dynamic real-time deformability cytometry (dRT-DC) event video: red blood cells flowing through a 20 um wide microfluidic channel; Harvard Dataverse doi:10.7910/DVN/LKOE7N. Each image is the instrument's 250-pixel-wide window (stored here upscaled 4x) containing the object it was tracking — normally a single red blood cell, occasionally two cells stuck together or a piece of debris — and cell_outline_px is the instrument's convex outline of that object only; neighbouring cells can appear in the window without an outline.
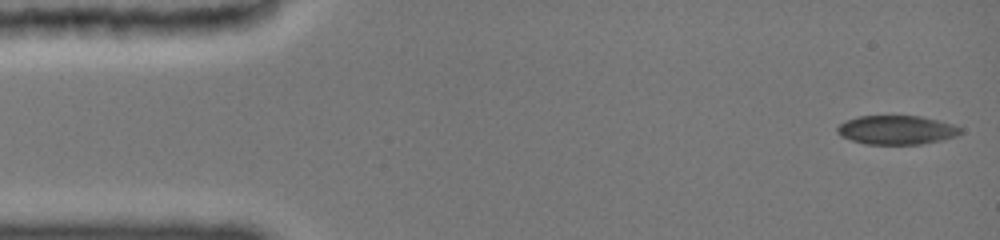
{"species": "common noctule bat (a hibernating species)", "species_latin": "Nyctalus noctula", "temperature_condition": "cold", "stored_images_in_passage": 32, "camera_frame_rate_fps": 3000, "um_per_image_px": 0.085, "animal": {"sex": "female", "body_mass_g": 19.0, "forearm_length_mm": 51.5}, "frame": {"image": 1, "passage_image": 1, "time_ms": 0.0, "image_size_px": [1000, 240], "cell_outline_px": [[960, 132], [956, 136], [940, 140], [920, 144], [868, 144], [852, 140], [844, 136], [836, 128], [840, 124], [848, 120], [860, 116], [920, 116], [952, 124], [960, 128]], "centroid_in_image_um": [76.23, 11.04], "position_along_channel_um": 8.8, "area_um2": 20.23}}
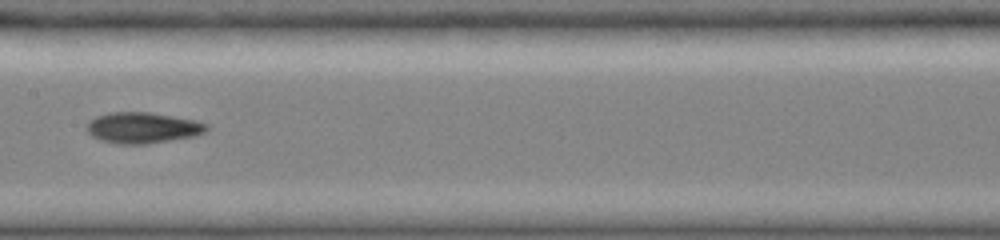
{"frame": {"image": 2, "passage_image": 14, "time_ms": 7.667, "image_size_px": [1000, 240], "cell_outline_px": [[208, 128], [204, 132], [192, 136], [148, 144], [120, 144], [104, 140], [92, 136], [88, 132], [88, 124], [96, 116], [112, 112], [152, 112], [192, 120], [208, 124]], "centroid_in_image_um": [12.13, 10.85], "position_along_channel_um": 195.3, "area_um2": 21.15}}
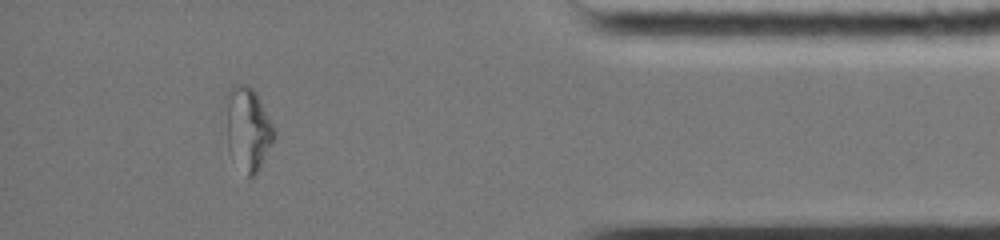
{"frame": {"image": 3, "passage_image": 28, "time_ms": 14.0, "image_size_px": [1000, 240], "cell_outline_px": [[276, 140], [256, 176], [248, 176], [228, 152], [224, 100], [228, 88], [232, 84], [248, 84], [256, 92], [276, 132]], "centroid_in_image_um": [21.06, 10.92], "position_along_channel_um": 414.1, "area_um2": 24.16}, "authors_computed_cell_mechanics": {"area_um2": 20.6057, "velocity_mm_per_s": 3.9064, "shape_relaxation_time_tau1_ms": null, "shape_relaxation_time_tau2_ms": 4.8318, "deformation_change_tau1": null, "deformation_change_tau2": 0.1153}}